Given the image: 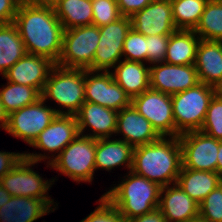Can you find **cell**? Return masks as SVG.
Returning a JSON list of instances; mask_svg holds the SVG:
<instances>
[{"mask_svg":"<svg viewBox=\"0 0 222 222\" xmlns=\"http://www.w3.org/2000/svg\"><path fill=\"white\" fill-rule=\"evenodd\" d=\"M27 54L17 26L14 23L0 24V75L10 69Z\"/></svg>","mask_w":222,"mask_h":222,"instance_id":"28","label":"cell"},{"mask_svg":"<svg viewBox=\"0 0 222 222\" xmlns=\"http://www.w3.org/2000/svg\"><path fill=\"white\" fill-rule=\"evenodd\" d=\"M190 222H206V221H203L202 219L198 218V219L190 221Z\"/></svg>","mask_w":222,"mask_h":222,"instance_id":"46","label":"cell"},{"mask_svg":"<svg viewBox=\"0 0 222 222\" xmlns=\"http://www.w3.org/2000/svg\"><path fill=\"white\" fill-rule=\"evenodd\" d=\"M45 103L40 98L32 104L10 113L5 132L16 139L23 140L30 146L57 116L56 107L47 106Z\"/></svg>","mask_w":222,"mask_h":222,"instance_id":"10","label":"cell"},{"mask_svg":"<svg viewBox=\"0 0 222 222\" xmlns=\"http://www.w3.org/2000/svg\"><path fill=\"white\" fill-rule=\"evenodd\" d=\"M194 32L202 40L222 41V3L209 0Z\"/></svg>","mask_w":222,"mask_h":222,"instance_id":"30","label":"cell"},{"mask_svg":"<svg viewBox=\"0 0 222 222\" xmlns=\"http://www.w3.org/2000/svg\"><path fill=\"white\" fill-rule=\"evenodd\" d=\"M222 183L217 172L181 168L176 184L195 202L202 200Z\"/></svg>","mask_w":222,"mask_h":222,"instance_id":"25","label":"cell"},{"mask_svg":"<svg viewBox=\"0 0 222 222\" xmlns=\"http://www.w3.org/2000/svg\"><path fill=\"white\" fill-rule=\"evenodd\" d=\"M194 66L199 81L217 89L222 83V41L200 39Z\"/></svg>","mask_w":222,"mask_h":222,"instance_id":"21","label":"cell"},{"mask_svg":"<svg viewBox=\"0 0 222 222\" xmlns=\"http://www.w3.org/2000/svg\"><path fill=\"white\" fill-rule=\"evenodd\" d=\"M54 210L42 199L11 196L0 207V222H35Z\"/></svg>","mask_w":222,"mask_h":222,"instance_id":"23","label":"cell"},{"mask_svg":"<svg viewBox=\"0 0 222 222\" xmlns=\"http://www.w3.org/2000/svg\"><path fill=\"white\" fill-rule=\"evenodd\" d=\"M9 114L5 111L4 106L0 101V129L6 130Z\"/></svg>","mask_w":222,"mask_h":222,"instance_id":"42","label":"cell"},{"mask_svg":"<svg viewBox=\"0 0 222 222\" xmlns=\"http://www.w3.org/2000/svg\"><path fill=\"white\" fill-rule=\"evenodd\" d=\"M92 24L98 27L117 21L122 17L117 0H92Z\"/></svg>","mask_w":222,"mask_h":222,"instance_id":"35","label":"cell"},{"mask_svg":"<svg viewBox=\"0 0 222 222\" xmlns=\"http://www.w3.org/2000/svg\"><path fill=\"white\" fill-rule=\"evenodd\" d=\"M85 101L121 111L131 105V97L114 80L111 71L85 69Z\"/></svg>","mask_w":222,"mask_h":222,"instance_id":"13","label":"cell"},{"mask_svg":"<svg viewBox=\"0 0 222 222\" xmlns=\"http://www.w3.org/2000/svg\"><path fill=\"white\" fill-rule=\"evenodd\" d=\"M199 36L194 30L177 29L170 35L164 62L175 65L195 63Z\"/></svg>","mask_w":222,"mask_h":222,"instance_id":"26","label":"cell"},{"mask_svg":"<svg viewBox=\"0 0 222 222\" xmlns=\"http://www.w3.org/2000/svg\"><path fill=\"white\" fill-rule=\"evenodd\" d=\"M84 82L85 69L63 68L55 65L48 75L41 98L45 102L55 101L58 107L55 109L57 114L75 115L85 102Z\"/></svg>","mask_w":222,"mask_h":222,"instance_id":"4","label":"cell"},{"mask_svg":"<svg viewBox=\"0 0 222 222\" xmlns=\"http://www.w3.org/2000/svg\"><path fill=\"white\" fill-rule=\"evenodd\" d=\"M182 168L179 137H160L134 147L131 171L165 187L177 182Z\"/></svg>","mask_w":222,"mask_h":222,"instance_id":"2","label":"cell"},{"mask_svg":"<svg viewBox=\"0 0 222 222\" xmlns=\"http://www.w3.org/2000/svg\"><path fill=\"white\" fill-rule=\"evenodd\" d=\"M117 116L118 111L87 101L75 114L79 134L95 139L115 136ZM86 130L91 132H85Z\"/></svg>","mask_w":222,"mask_h":222,"instance_id":"17","label":"cell"},{"mask_svg":"<svg viewBox=\"0 0 222 222\" xmlns=\"http://www.w3.org/2000/svg\"><path fill=\"white\" fill-rule=\"evenodd\" d=\"M200 131L216 140H222V96L217 93L209 102L206 118Z\"/></svg>","mask_w":222,"mask_h":222,"instance_id":"33","label":"cell"},{"mask_svg":"<svg viewBox=\"0 0 222 222\" xmlns=\"http://www.w3.org/2000/svg\"><path fill=\"white\" fill-rule=\"evenodd\" d=\"M134 147L118 138L96 139L95 170H111L124 166L131 171Z\"/></svg>","mask_w":222,"mask_h":222,"instance_id":"22","label":"cell"},{"mask_svg":"<svg viewBox=\"0 0 222 222\" xmlns=\"http://www.w3.org/2000/svg\"><path fill=\"white\" fill-rule=\"evenodd\" d=\"M131 18V28L144 36L171 35L177 30L170 0H152Z\"/></svg>","mask_w":222,"mask_h":222,"instance_id":"16","label":"cell"},{"mask_svg":"<svg viewBox=\"0 0 222 222\" xmlns=\"http://www.w3.org/2000/svg\"><path fill=\"white\" fill-rule=\"evenodd\" d=\"M20 0H0V24H10L15 20Z\"/></svg>","mask_w":222,"mask_h":222,"instance_id":"38","label":"cell"},{"mask_svg":"<svg viewBox=\"0 0 222 222\" xmlns=\"http://www.w3.org/2000/svg\"><path fill=\"white\" fill-rule=\"evenodd\" d=\"M200 83L194 64L175 65L166 62L150 66V88L168 95L183 92Z\"/></svg>","mask_w":222,"mask_h":222,"instance_id":"15","label":"cell"},{"mask_svg":"<svg viewBox=\"0 0 222 222\" xmlns=\"http://www.w3.org/2000/svg\"><path fill=\"white\" fill-rule=\"evenodd\" d=\"M216 92L218 95L222 96V83L218 86V88L216 89Z\"/></svg>","mask_w":222,"mask_h":222,"instance_id":"45","label":"cell"},{"mask_svg":"<svg viewBox=\"0 0 222 222\" xmlns=\"http://www.w3.org/2000/svg\"><path fill=\"white\" fill-rule=\"evenodd\" d=\"M133 147L157 141L161 136L152 127L151 123L131 104L118 112L115 136Z\"/></svg>","mask_w":222,"mask_h":222,"instance_id":"19","label":"cell"},{"mask_svg":"<svg viewBox=\"0 0 222 222\" xmlns=\"http://www.w3.org/2000/svg\"><path fill=\"white\" fill-rule=\"evenodd\" d=\"M126 222H167L162 212L157 208L150 213H146L142 216H137L132 219L126 220Z\"/></svg>","mask_w":222,"mask_h":222,"instance_id":"40","label":"cell"},{"mask_svg":"<svg viewBox=\"0 0 222 222\" xmlns=\"http://www.w3.org/2000/svg\"><path fill=\"white\" fill-rule=\"evenodd\" d=\"M130 29L131 18L126 16L99 27L100 40L93 59V71H111L123 60V44Z\"/></svg>","mask_w":222,"mask_h":222,"instance_id":"14","label":"cell"},{"mask_svg":"<svg viewBox=\"0 0 222 222\" xmlns=\"http://www.w3.org/2000/svg\"><path fill=\"white\" fill-rule=\"evenodd\" d=\"M217 173L222 177V140L219 141V149L217 154Z\"/></svg>","mask_w":222,"mask_h":222,"instance_id":"43","label":"cell"},{"mask_svg":"<svg viewBox=\"0 0 222 222\" xmlns=\"http://www.w3.org/2000/svg\"><path fill=\"white\" fill-rule=\"evenodd\" d=\"M111 73L131 99L150 88V66L146 63L123 59Z\"/></svg>","mask_w":222,"mask_h":222,"instance_id":"24","label":"cell"},{"mask_svg":"<svg viewBox=\"0 0 222 222\" xmlns=\"http://www.w3.org/2000/svg\"><path fill=\"white\" fill-rule=\"evenodd\" d=\"M11 198V195L0 184V207L6 204Z\"/></svg>","mask_w":222,"mask_h":222,"instance_id":"44","label":"cell"},{"mask_svg":"<svg viewBox=\"0 0 222 222\" xmlns=\"http://www.w3.org/2000/svg\"><path fill=\"white\" fill-rule=\"evenodd\" d=\"M199 218L206 222H222V183L199 204Z\"/></svg>","mask_w":222,"mask_h":222,"instance_id":"34","label":"cell"},{"mask_svg":"<svg viewBox=\"0 0 222 222\" xmlns=\"http://www.w3.org/2000/svg\"><path fill=\"white\" fill-rule=\"evenodd\" d=\"M35 165L37 162L23 157L11 171L2 177L0 184L11 196L42 199L55 211L58 203L54 202L48 193L58 179H56L57 177L44 179L41 174L39 175V171L38 173L36 170L34 171Z\"/></svg>","mask_w":222,"mask_h":222,"instance_id":"7","label":"cell"},{"mask_svg":"<svg viewBox=\"0 0 222 222\" xmlns=\"http://www.w3.org/2000/svg\"><path fill=\"white\" fill-rule=\"evenodd\" d=\"M78 135L79 130L75 115L57 114L52 122L30 145L32 148H38L42 152L44 151V153L41 154L39 152L37 154L27 151L23 152L24 157L37 163H41L43 160L47 164H50Z\"/></svg>","mask_w":222,"mask_h":222,"instance_id":"9","label":"cell"},{"mask_svg":"<svg viewBox=\"0 0 222 222\" xmlns=\"http://www.w3.org/2000/svg\"><path fill=\"white\" fill-rule=\"evenodd\" d=\"M216 93V88L200 82L195 87L171 95L175 137L201 129L209 102Z\"/></svg>","mask_w":222,"mask_h":222,"instance_id":"5","label":"cell"},{"mask_svg":"<svg viewBox=\"0 0 222 222\" xmlns=\"http://www.w3.org/2000/svg\"><path fill=\"white\" fill-rule=\"evenodd\" d=\"M182 168L217 172L219 140L202 131H190L179 136Z\"/></svg>","mask_w":222,"mask_h":222,"instance_id":"11","label":"cell"},{"mask_svg":"<svg viewBox=\"0 0 222 222\" xmlns=\"http://www.w3.org/2000/svg\"><path fill=\"white\" fill-rule=\"evenodd\" d=\"M152 0H117L122 16L131 17L146 7Z\"/></svg>","mask_w":222,"mask_h":222,"instance_id":"39","label":"cell"},{"mask_svg":"<svg viewBox=\"0 0 222 222\" xmlns=\"http://www.w3.org/2000/svg\"><path fill=\"white\" fill-rule=\"evenodd\" d=\"M20 3L27 5L54 6L56 0H20Z\"/></svg>","mask_w":222,"mask_h":222,"instance_id":"41","label":"cell"},{"mask_svg":"<svg viewBox=\"0 0 222 222\" xmlns=\"http://www.w3.org/2000/svg\"><path fill=\"white\" fill-rule=\"evenodd\" d=\"M122 57L147 64V37L131 28L123 44Z\"/></svg>","mask_w":222,"mask_h":222,"instance_id":"32","label":"cell"},{"mask_svg":"<svg viewBox=\"0 0 222 222\" xmlns=\"http://www.w3.org/2000/svg\"><path fill=\"white\" fill-rule=\"evenodd\" d=\"M55 65L47 57L27 53L3 74L2 79L35 87L42 92L48 75Z\"/></svg>","mask_w":222,"mask_h":222,"instance_id":"18","label":"cell"},{"mask_svg":"<svg viewBox=\"0 0 222 222\" xmlns=\"http://www.w3.org/2000/svg\"><path fill=\"white\" fill-rule=\"evenodd\" d=\"M103 194L126 219L142 216L159 206L161 186L132 171Z\"/></svg>","mask_w":222,"mask_h":222,"instance_id":"3","label":"cell"},{"mask_svg":"<svg viewBox=\"0 0 222 222\" xmlns=\"http://www.w3.org/2000/svg\"><path fill=\"white\" fill-rule=\"evenodd\" d=\"M158 209L167 222H190L199 218V204L176 183L161 187Z\"/></svg>","mask_w":222,"mask_h":222,"instance_id":"20","label":"cell"},{"mask_svg":"<svg viewBox=\"0 0 222 222\" xmlns=\"http://www.w3.org/2000/svg\"><path fill=\"white\" fill-rule=\"evenodd\" d=\"M53 7L64 30L92 25V0H56Z\"/></svg>","mask_w":222,"mask_h":222,"instance_id":"27","label":"cell"},{"mask_svg":"<svg viewBox=\"0 0 222 222\" xmlns=\"http://www.w3.org/2000/svg\"><path fill=\"white\" fill-rule=\"evenodd\" d=\"M99 27L86 25L64 30L57 66L93 70V59L100 40Z\"/></svg>","mask_w":222,"mask_h":222,"instance_id":"8","label":"cell"},{"mask_svg":"<svg viewBox=\"0 0 222 222\" xmlns=\"http://www.w3.org/2000/svg\"><path fill=\"white\" fill-rule=\"evenodd\" d=\"M99 204L95 210L88 214L80 222H126V219L104 195L98 201Z\"/></svg>","mask_w":222,"mask_h":222,"instance_id":"36","label":"cell"},{"mask_svg":"<svg viewBox=\"0 0 222 222\" xmlns=\"http://www.w3.org/2000/svg\"><path fill=\"white\" fill-rule=\"evenodd\" d=\"M1 86L0 101L8 114L28 106L41 98V92L35 87L9 81Z\"/></svg>","mask_w":222,"mask_h":222,"instance_id":"29","label":"cell"},{"mask_svg":"<svg viewBox=\"0 0 222 222\" xmlns=\"http://www.w3.org/2000/svg\"><path fill=\"white\" fill-rule=\"evenodd\" d=\"M177 29L194 30L209 0H170Z\"/></svg>","mask_w":222,"mask_h":222,"instance_id":"31","label":"cell"},{"mask_svg":"<svg viewBox=\"0 0 222 222\" xmlns=\"http://www.w3.org/2000/svg\"><path fill=\"white\" fill-rule=\"evenodd\" d=\"M96 139L78 135L71 141L47 168L59 171L74 182L91 183L95 174Z\"/></svg>","mask_w":222,"mask_h":222,"instance_id":"6","label":"cell"},{"mask_svg":"<svg viewBox=\"0 0 222 222\" xmlns=\"http://www.w3.org/2000/svg\"><path fill=\"white\" fill-rule=\"evenodd\" d=\"M13 23L28 54L47 57L57 64L64 29L53 6L20 3Z\"/></svg>","mask_w":222,"mask_h":222,"instance_id":"1","label":"cell"},{"mask_svg":"<svg viewBox=\"0 0 222 222\" xmlns=\"http://www.w3.org/2000/svg\"><path fill=\"white\" fill-rule=\"evenodd\" d=\"M170 35H152L147 37V64L163 63L167 53Z\"/></svg>","mask_w":222,"mask_h":222,"instance_id":"37","label":"cell"},{"mask_svg":"<svg viewBox=\"0 0 222 222\" xmlns=\"http://www.w3.org/2000/svg\"><path fill=\"white\" fill-rule=\"evenodd\" d=\"M131 104L162 137H175L171 95L149 88L132 98Z\"/></svg>","mask_w":222,"mask_h":222,"instance_id":"12","label":"cell"}]
</instances>
